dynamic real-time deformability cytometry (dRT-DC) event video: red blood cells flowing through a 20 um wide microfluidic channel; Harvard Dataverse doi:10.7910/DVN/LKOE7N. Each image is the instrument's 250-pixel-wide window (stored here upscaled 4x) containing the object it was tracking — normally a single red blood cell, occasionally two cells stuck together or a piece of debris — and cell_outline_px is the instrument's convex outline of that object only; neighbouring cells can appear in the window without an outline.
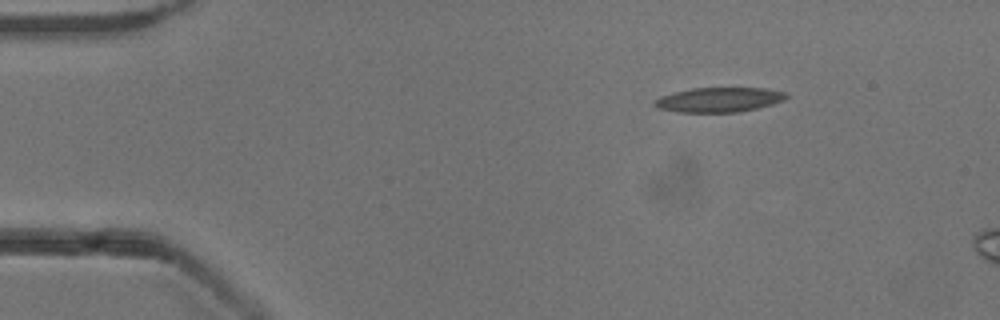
{"species": "common noctule bat (a hibernating species)", "species_latin": "Nyctalus noctula", "temperature_condition": "cold", "stored_images_in_passage": 38, "camera_frame_rate_fps": 3000, "um_per_image_px": 0.085, "animal": {"sex": "male", "body_mass_g": 13.3}, "frame": {"image": 1, "passage_image": 1, "time_ms": 0.0, "image_size_px": [1000, 320], "cell_outline_px": [[788, 96], [784, 100], [772, 104], [756, 108], [736, 112], [680, 112], [656, 108], [652, 104], [652, 100], [660, 96], [692, 88], [764, 88], [784, 92]], "centroid_in_image_um": [61.06, 8.48], "position_along_channel_um": 23.9, "area_um2": 18.84}}
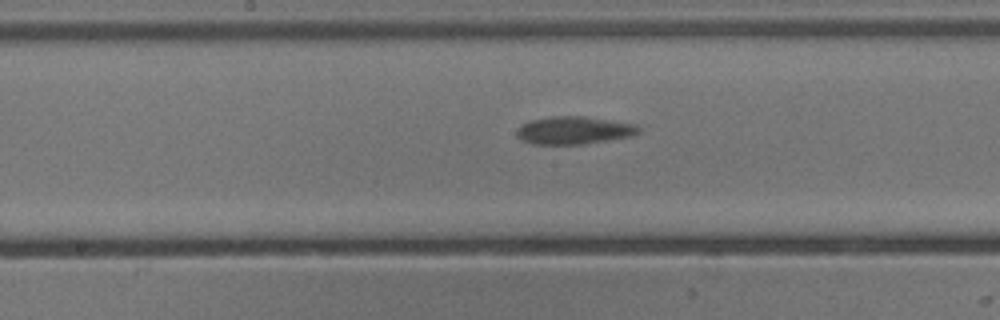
{"frame": {"image": 2, "passage_image": 21, "time_ms": 6.667, "image_size_px": [1000, 320], "cell_outline_px": [[640, 132], [632, 136], [580, 144], [532, 144], [520, 140], [516, 136], [516, 132], [520, 124], [528, 120], [552, 116], [584, 116], [636, 124], [640, 128]], "centroid_in_image_um": [48.73, 11.07], "position_along_channel_um": 199.5, "area_um2": 19.83}}
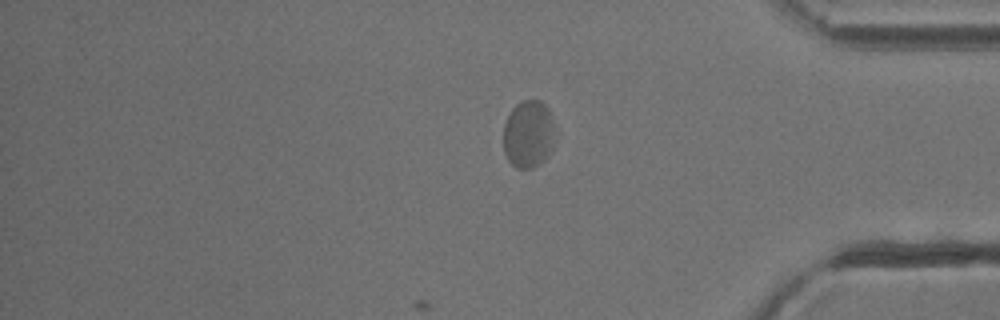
{"frame": {"image": 3, "passage_image": 38, "time_ms": 12.333, "image_size_px": [1000, 320], "cell_outline_px": [[552, 128], [548, 152], [544, 160], [532, 168], [516, 168], [508, 160], [504, 152], [504, 124], [512, 108], [516, 104], [524, 100], [540, 100], [548, 108], [552, 120]], "centroid_in_image_um": [44.85, 11.38], "position_along_channel_um": 390.4, "area_um2": 19.65}, "authors_computed_cell_mechanics": {"area_um2": 19.1029, "velocity_mm_per_s": 3.7634, "shape_relaxation_time_tau1_ms": 8.822, "shape_relaxation_time_tau2_ms": 1.3725, "deformation_change_tau1": 0.1482, "deformation_change_tau2": 0.0607}}